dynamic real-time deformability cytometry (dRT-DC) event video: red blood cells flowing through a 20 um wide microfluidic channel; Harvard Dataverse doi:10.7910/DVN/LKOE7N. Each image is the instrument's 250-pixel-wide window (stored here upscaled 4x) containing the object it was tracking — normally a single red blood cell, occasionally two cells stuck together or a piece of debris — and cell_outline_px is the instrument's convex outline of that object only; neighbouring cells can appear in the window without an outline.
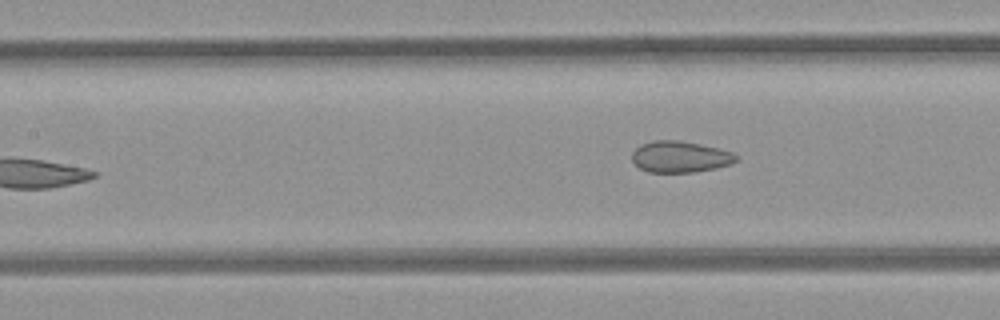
{"species": "common noctule bat (a hibernating species)", "species_latin": "Nyctalus noctula", "temperature_condition": "room temperature", "stored_images_in_passage": 8, "camera_frame_rate_fps": 3000, "um_per_image_px": 0.085, "animal": {"sex": "female", "body_mass_g": 21.9}, "frame": {"image": 1, "passage_image": 8, "time_ms": 2.333, "image_size_px": [1000, 320], "cell_outline_px": [[736, 160], [728, 164], [716, 168], [696, 172], [648, 172], [640, 168], [632, 160], [632, 152], [640, 144], [656, 140], [680, 140], [700, 144], [732, 152], [736, 156]], "centroid_in_image_um": [57.76, 13.32], "position_along_channel_um": 149.6, "area_um2": 18.84}}